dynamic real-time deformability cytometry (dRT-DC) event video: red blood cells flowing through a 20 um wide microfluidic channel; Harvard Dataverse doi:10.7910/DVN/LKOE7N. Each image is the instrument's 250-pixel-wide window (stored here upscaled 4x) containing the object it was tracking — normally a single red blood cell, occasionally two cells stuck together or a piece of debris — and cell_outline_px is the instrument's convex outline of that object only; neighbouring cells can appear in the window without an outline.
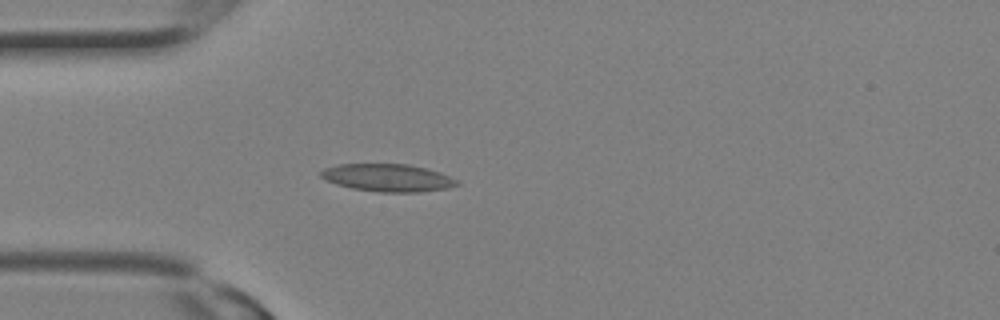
{"species": "Egyptian fruit bat (a non-hibernating species)", "species_latin": "Rousettus aegyptiacus", "temperature_condition": "room temperature", "stored_images_in_passage": 11, "camera_frame_rate_fps": 3000, "um_per_image_px": 0.085, "animal": {"sex": "female"}, "frame": {"image": 1, "passage_image": 7, "time_ms": 2.0, "image_size_px": [1000, 320], "cell_outline_px": [[460, 184], [448, 188], [420, 192], [380, 192], [352, 188], [336, 184], [320, 176], [320, 172], [324, 168], [340, 164], [408, 164], [428, 168], [440, 172], [460, 180]], "centroid_in_image_um": [33.02, 15.1], "position_along_channel_um": 52.0, "area_um2": 21.96}}
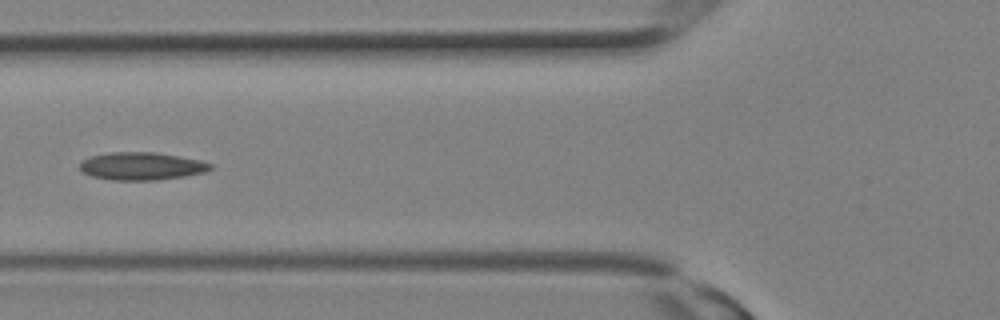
{"frame": {"image": 2, "passage_image": 10, "time_ms": 3.0, "image_size_px": [1000, 320], "cell_outline_px": [[212, 168], [204, 172], [184, 176], [156, 180], [112, 180], [92, 176], [84, 172], [80, 168], [80, 160], [88, 156], [112, 152], [156, 152], [200, 160], [212, 164]], "centroid_in_image_um": [12.0, 14.11], "position_along_channel_um": 113.8, "area_um2": 21.1}}